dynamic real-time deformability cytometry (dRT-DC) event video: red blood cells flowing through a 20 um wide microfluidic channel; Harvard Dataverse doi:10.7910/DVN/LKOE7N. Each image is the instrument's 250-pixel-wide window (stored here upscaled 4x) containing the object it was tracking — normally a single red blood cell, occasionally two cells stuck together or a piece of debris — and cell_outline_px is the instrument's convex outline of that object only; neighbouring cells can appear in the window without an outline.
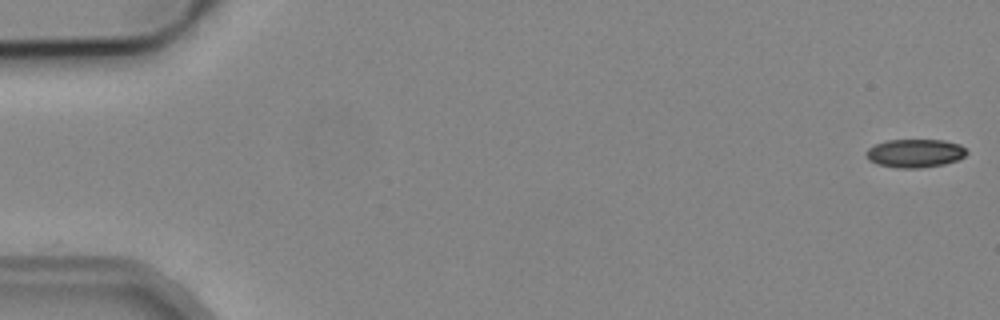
{"species": "common noctule bat (a hibernating species)", "species_latin": "Nyctalus noctula", "temperature_condition": "cold", "stored_images_in_passage": 6, "camera_frame_rate_fps": 3000, "um_per_image_px": 0.085, "animal": {"sex": "male", "body_mass_g": 19.2, "forearm_length_mm": 51.8}, "frame": {"image": 1, "passage_image": 1, "time_ms": 0.0, "image_size_px": [1000, 320], "cell_outline_px": [[968, 152], [964, 156], [956, 160], [944, 164], [920, 168], [896, 168], [876, 164], [868, 160], [864, 152], [868, 148], [876, 144], [888, 140], [944, 140], [960, 144]], "centroid_in_image_um": [77.74, 13.03], "position_along_channel_um": 7.3, "area_um2": 16.7}}